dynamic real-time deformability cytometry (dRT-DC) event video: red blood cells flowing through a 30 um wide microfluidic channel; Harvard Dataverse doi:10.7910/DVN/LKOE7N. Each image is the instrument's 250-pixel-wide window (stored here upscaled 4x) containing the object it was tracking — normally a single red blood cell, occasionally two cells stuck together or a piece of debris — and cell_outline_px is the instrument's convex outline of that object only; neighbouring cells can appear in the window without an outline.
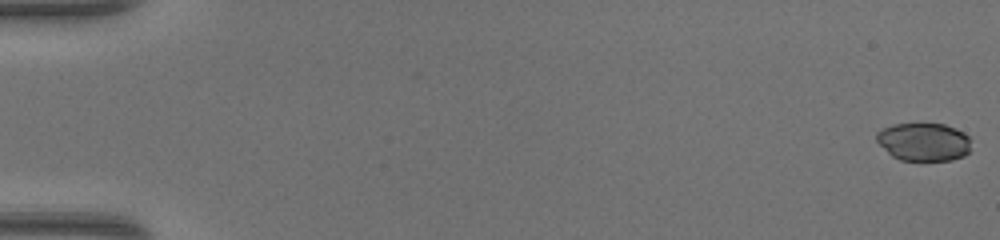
{"species": "common noctule bat (a hibernating species)", "species_latin": "Nyctalus noctula", "temperature_condition": "warm", "stored_images_in_passage": 49, "camera_frame_rate_fps": 3000, "um_per_image_px": 0.085, "animal": {"sex": "female", "body_mass_g": 17.0, "forearm_length_mm": 48.0}, "frame": {"image": 1, "passage_image": 1, "time_ms": 0.0, "image_size_px": [1000, 240], "cell_outline_px": [[968, 152], [964, 156], [952, 160], [900, 160], [892, 156], [876, 140], [876, 132], [884, 128], [896, 124], [944, 124], [964, 132], [968, 136]], "centroid_in_image_um": [78.5, 12.06], "position_along_channel_um": 6.5, "area_um2": 20.69}}
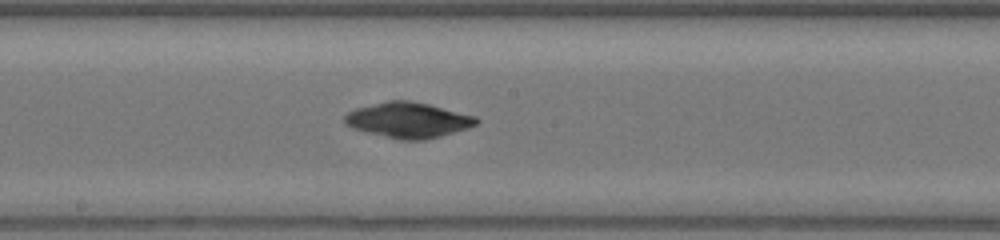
{"frame": {"image": 2, "passage_image": 28, "time_ms": 9.0, "image_size_px": [1000, 240], "cell_outline_px": [[480, 120], [476, 124], [468, 128], [440, 136], [424, 140], [400, 140], [352, 128], [344, 124], [344, 116], [348, 112], [356, 108], [388, 100], [408, 100], [428, 104], [476, 116]], "centroid_in_image_um": [34.69, 10.2], "position_along_channel_um": 213.5, "area_um2": 27.05}}
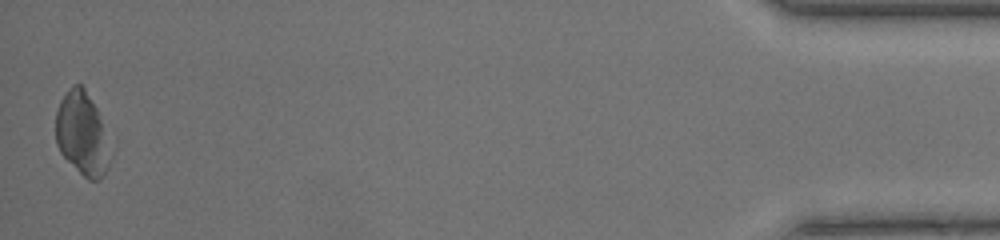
{"frame": {"image": 3, "passage_image": 49, "time_ms": 16.0, "image_size_px": [1000, 240], "cell_outline_px": [[108, 164], [100, 180], [88, 180], [60, 152], [56, 144], [56, 112], [60, 100], [68, 88], [72, 84], [80, 84], [84, 88], [96, 108], [100, 120]], "centroid_in_image_um": [6.88, 11.32], "position_along_channel_um": 428.3, "area_um2": 25.09}, "authors_computed_cell_mechanics": {"area_um2": 25.6054, "velocity_mm_per_s": 4.3491, "shape_relaxation_time_tau1_ms": 4.5061, "shape_relaxation_time_tau2_ms": null, "deformation_change_tau1": 0.1175, "deformation_change_tau2": null}}